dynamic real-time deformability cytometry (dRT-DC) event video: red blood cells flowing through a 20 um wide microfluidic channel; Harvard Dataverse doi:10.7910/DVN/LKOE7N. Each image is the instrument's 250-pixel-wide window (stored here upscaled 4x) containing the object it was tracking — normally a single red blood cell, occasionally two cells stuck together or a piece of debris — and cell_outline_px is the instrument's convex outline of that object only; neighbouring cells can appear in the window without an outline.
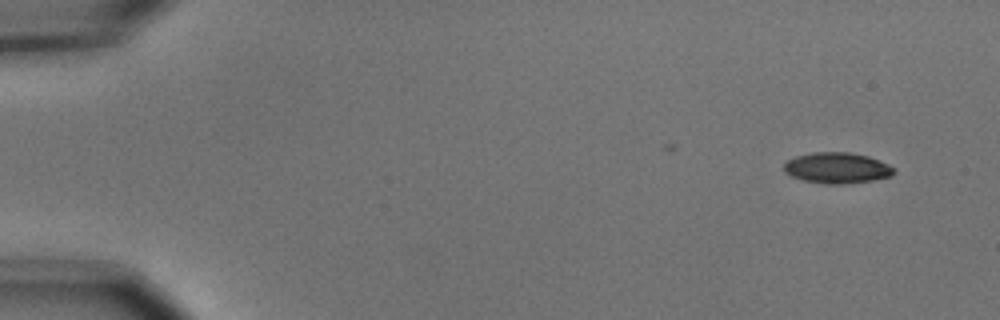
{"species": "common noctule bat (a hibernating species)", "species_latin": "Nyctalus noctula", "temperature_condition": "cold", "stored_images_in_passage": 4, "camera_frame_rate_fps": 3000, "um_per_image_px": 0.085, "animal": {"sex": "male", "body_mass_g": 15.6}, "frame": {"image": 1, "passage_image": 1, "time_ms": 0.0, "image_size_px": [1000, 320], "cell_outline_px": [[896, 172], [892, 176], [872, 180], [844, 184], [824, 184], [804, 180], [792, 176], [784, 172], [784, 164], [788, 160], [796, 156], [812, 152], [848, 152], [868, 156], [888, 164], [896, 168]], "centroid_in_image_um": [71.17, 14.27], "position_along_channel_um": 13.8, "area_um2": 19.83}}